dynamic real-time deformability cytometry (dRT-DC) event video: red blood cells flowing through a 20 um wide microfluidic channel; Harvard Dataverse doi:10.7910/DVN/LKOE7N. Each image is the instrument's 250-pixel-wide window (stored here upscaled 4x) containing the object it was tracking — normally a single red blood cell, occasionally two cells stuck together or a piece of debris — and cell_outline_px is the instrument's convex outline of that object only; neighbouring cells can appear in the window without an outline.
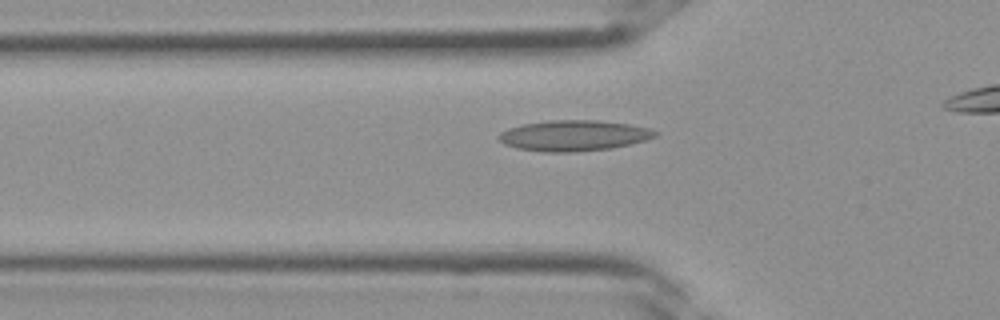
{"species": "Egyptian fruit bat (a non-hibernating species)", "species_latin": "Rousettus aegyptiacus", "temperature_condition": "room temperature", "stored_images_in_passage": 17, "camera_frame_rate_fps": 3000, "um_per_image_px": 0.085, "frame": {"image": 1, "passage_image": 6, "time_ms": 1.667, "image_size_px": [1000, 320], "cell_outline_px": [[660, 132], [656, 136], [644, 140], [612, 148], [576, 152], [540, 152], [516, 148], [504, 144], [496, 136], [500, 132], [508, 128], [524, 124], [552, 120], [596, 120], [628, 124], [648, 128]], "centroid_in_image_um": [48.74, 11.53], "position_along_channel_um": 77.1, "area_um2": 27.98}}
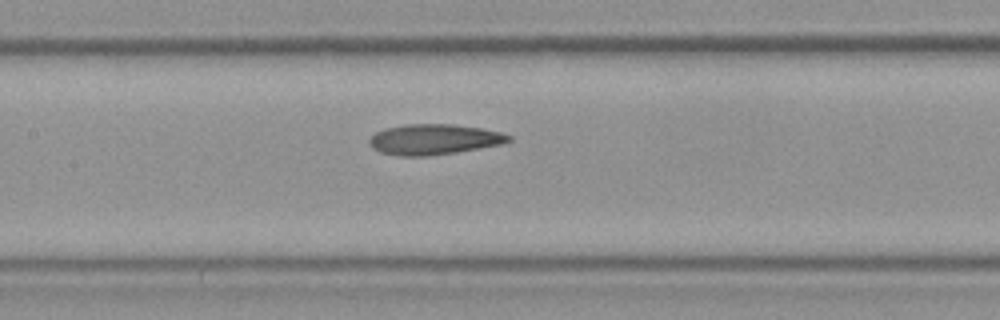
{"frame": {"image": 2, "passage_image": 11, "time_ms": 3.333, "image_size_px": [1000, 320], "cell_outline_px": [[512, 140], [500, 144], [456, 152], [428, 156], [400, 156], [380, 152], [372, 148], [368, 144], [368, 140], [376, 132], [384, 128], [408, 124], [452, 124], [480, 128], [500, 132], [512, 136]], "centroid_in_image_um": [36.85, 11.85], "position_along_channel_um": 170.6, "area_um2": 24.68}}
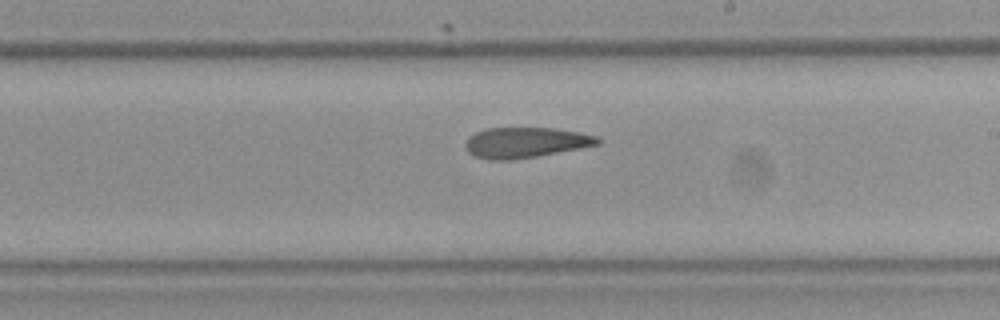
{"frame": {"image": 3, "passage_image": 15, "time_ms": 4.667, "image_size_px": [1000, 320], "cell_outline_px": [[600, 144], [580, 148], [536, 156], [512, 160], [488, 160], [472, 156], [468, 152], [464, 144], [468, 136], [476, 132], [488, 128], [552, 128], [580, 132], [596, 136], [600, 140]], "centroid_in_image_um": [44.62, 12.12], "position_along_channel_um": 244.4, "area_um2": 23.52}}